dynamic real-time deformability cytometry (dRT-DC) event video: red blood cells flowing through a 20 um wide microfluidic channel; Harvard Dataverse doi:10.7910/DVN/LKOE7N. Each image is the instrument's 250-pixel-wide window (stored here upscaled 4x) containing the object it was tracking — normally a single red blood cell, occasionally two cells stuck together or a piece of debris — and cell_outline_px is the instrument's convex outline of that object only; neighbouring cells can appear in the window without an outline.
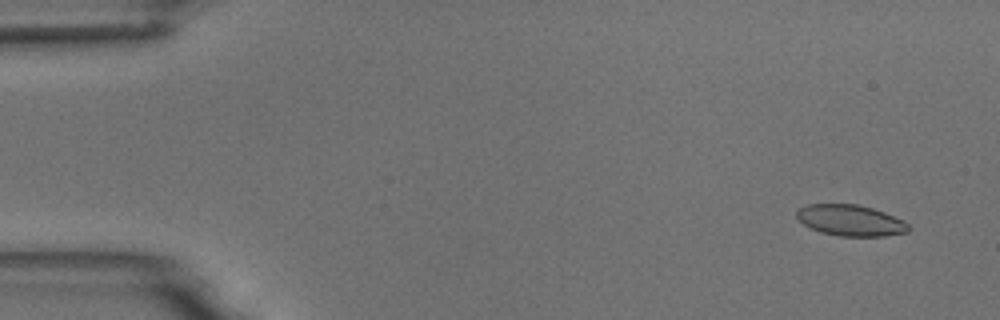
{"species": "common noctule bat (a hibernating species)", "species_latin": "Nyctalus noctula", "temperature_condition": "room temperature", "stored_images_in_passage": 5, "camera_frame_rate_fps": 3000, "um_per_image_px": 0.085, "animal": {"sex": "male", "body_mass_g": 18.8}, "frame": {"image": 1, "passage_image": 1, "time_ms": 0.0, "image_size_px": [1000, 320], "cell_outline_px": [[912, 228], [908, 232], [884, 236], [840, 236], [820, 232], [804, 224], [796, 216], [796, 212], [800, 208], [808, 204], [856, 204], [872, 208], [884, 212], [908, 224]], "centroid_in_image_um": [72.3, 18.74], "position_along_channel_um": 12.7, "area_um2": 20.06}}
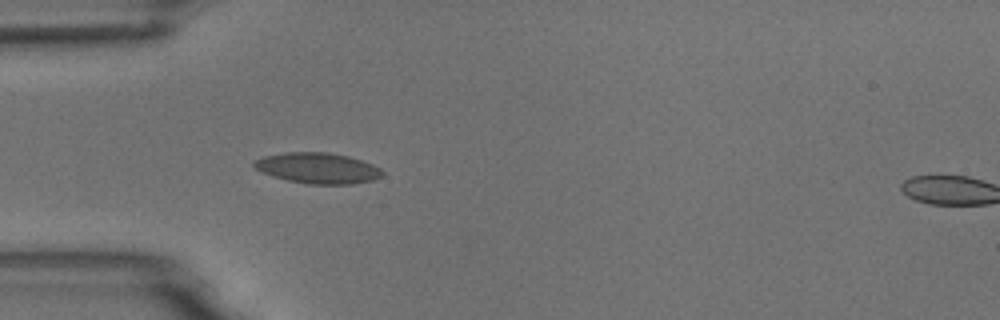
{"frame": {"image": 2, "passage_image": 4, "time_ms": 4.333, "image_size_px": [1000, 320], "cell_outline_px": [[384, 176], [372, 180], [352, 184], [308, 184], [288, 180], [272, 176], [256, 168], [252, 164], [256, 160], [264, 156], [284, 152], [328, 152], [348, 156], [372, 164], [380, 168], [384, 172]], "centroid_in_image_um": [27.04, 14.29], "position_along_channel_um": 58.0, "area_um2": 22.89}}